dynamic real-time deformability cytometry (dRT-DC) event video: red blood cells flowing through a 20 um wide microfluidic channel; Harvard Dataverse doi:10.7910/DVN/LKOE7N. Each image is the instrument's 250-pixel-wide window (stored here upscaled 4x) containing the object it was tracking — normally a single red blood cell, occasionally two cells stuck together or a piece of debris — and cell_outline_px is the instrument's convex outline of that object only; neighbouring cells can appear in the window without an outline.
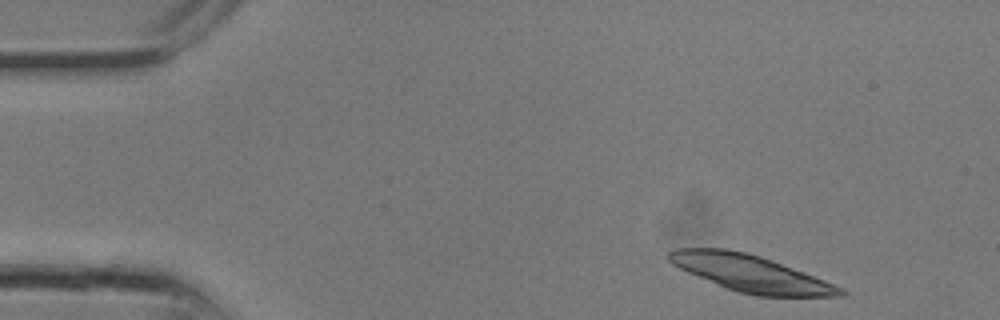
{"species": "common noctule bat (a hibernating species)", "species_latin": "Nyctalus noctula", "temperature_condition": "room temperature", "stored_images_in_passage": 14, "camera_frame_rate_fps": 3000, "um_per_image_px": 0.085, "animal": {"sex": "male", "body_mass_g": 13.3}, "frame": {"image": 1, "passage_image": 1, "time_ms": 0.0, "image_size_px": [1000, 320], "cell_outline_px": [[848, 292], [844, 296], [756, 296], [736, 292], [724, 288], [688, 272], [672, 264], [668, 260], [668, 252], [672, 248], [728, 248], [760, 256], [772, 260], [804, 272], [844, 288]], "centroid_in_image_um": [63.79, 23.24], "position_along_channel_um": 21.2, "area_um2": 36.7}}
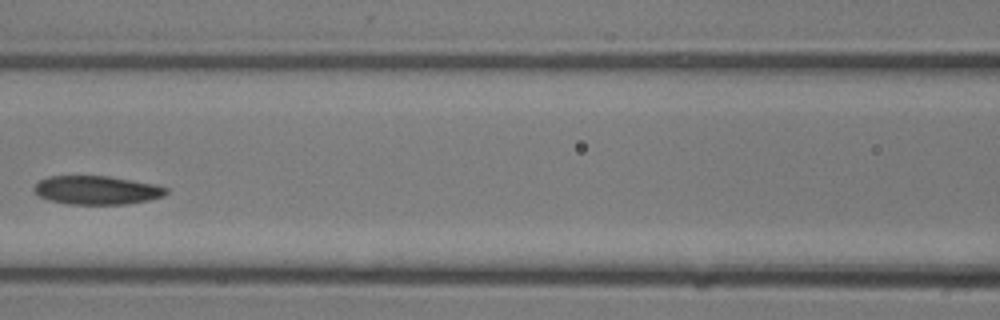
{"frame": {"image": 2, "passage_image": 10, "time_ms": 3.0, "image_size_px": [1000, 320], "cell_outline_px": [[168, 192], [164, 196], [148, 200], [128, 204], [68, 204], [48, 200], [36, 196], [32, 188], [40, 180], [48, 176], [108, 176], [152, 184], [168, 188]], "centroid_in_image_um": [8.17, 16.17], "position_along_channel_um": 158.4, "area_um2": 22.08}}
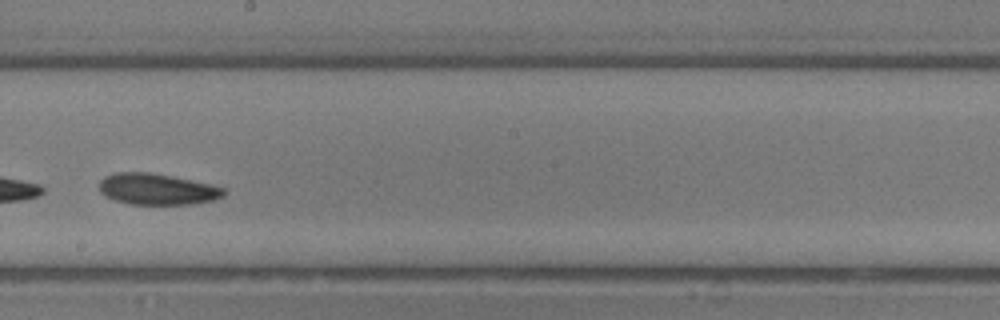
{"frame": {"image": 3, "passage_image": 13, "time_ms": 4.0, "image_size_px": [1000, 320], "cell_outline_px": [[228, 192], [224, 196], [216, 200], [192, 204], [128, 204], [104, 196], [100, 192], [100, 180], [104, 176], [116, 172], [148, 172], [172, 176], [212, 184], [224, 188]], "centroid_in_image_um": [13.39, 16.08], "position_along_channel_um": 234.8, "area_um2": 22.89}}